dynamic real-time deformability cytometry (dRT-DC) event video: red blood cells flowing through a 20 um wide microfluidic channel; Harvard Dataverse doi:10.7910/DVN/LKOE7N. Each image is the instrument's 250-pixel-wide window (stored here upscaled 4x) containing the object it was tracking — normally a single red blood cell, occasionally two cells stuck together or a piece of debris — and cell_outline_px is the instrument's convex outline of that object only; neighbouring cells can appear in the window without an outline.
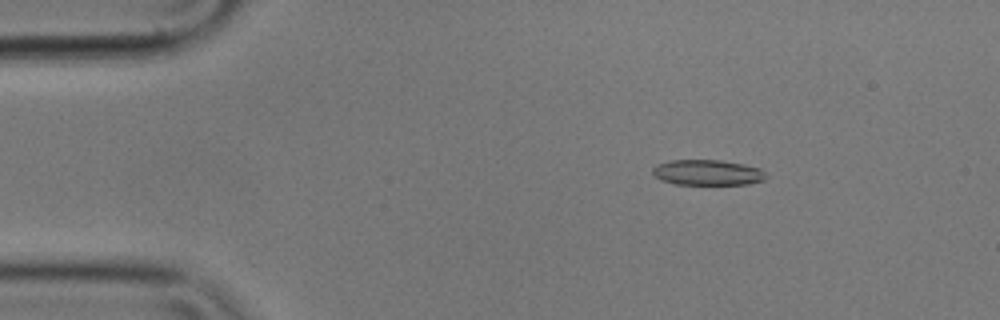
{"species": "common noctule bat (a hibernating species)", "species_latin": "Nyctalus noctula", "temperature_condition": "cold", "stored_images_in_passage": 54, "camera_frame_rate_fps": 3000, "um_per_image_px": 0.085, "animal": {"sex": "male", "body_mass_g": 17.9}, "frame": {"image": 1, "passage_image": 7, "time_ms": 2.0, "image_size_px": [1000, 320], "cell_outline_px": [[768, 176], [764, 180], [748, 184], [676, 184], [660, 180], [652, 172], [652, 168], [656, 164], [672, 160], [720, 160], [744, 164], [760, 168]], "centroid_in_image_um": [60.14, 14.66], "position_along_channel_um": 24.9, "area_um2": 16.88}}
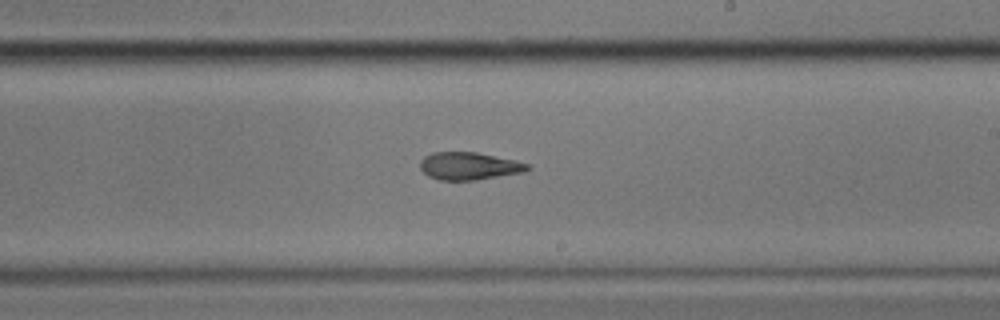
{"frame": {"image": 2, "passage_image": 31, "time_ms": 10.0, "image_size_px": [1000, 320], "cell_outline_px": [[532, 168], [524, 172], [476, 180], [440, 180], [428, 176], [420, 168], [420, 160], [424, 156], [432, 152], [476, 152], [516, 160], [528, 164]], "centroid_in_image_um": [39.87, 14.11], "position_along_channel_um": 249.1, "area_um2": 17.34}}
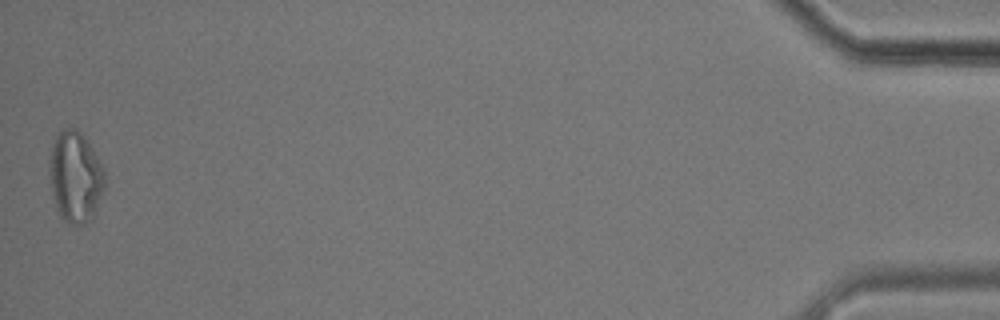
{"frame": {"image": 3, "passage_image": 54, "time_ms": 17.667, "image_size_px": [1000, 320], "cell_outline_px": [[104, 188], [92, 216], [84, 224], [72, 224], [64, 220], [60, 216], [56, 208], [52, 192], [48, 168], [48, 164], [56, 132], [64, 128], [76, 128], [80, 132], [92, 148], [104, 172]], "centroid_in_image_um": [6.36, 15.01], "position_along_channel_um": 428.8, "area_um2": 28.96}, "authors_computed_cell_mechanics": {"area_um2": 17.7735, "velocity_mm_per_s": 3.5707, "shape_relaxation_time_tau1_ms": null, "shape_relaxation_time_tau2_ms": 5.1721, "deformation_change_tau1": null, "deformation_change_tau2": 0.1326}}